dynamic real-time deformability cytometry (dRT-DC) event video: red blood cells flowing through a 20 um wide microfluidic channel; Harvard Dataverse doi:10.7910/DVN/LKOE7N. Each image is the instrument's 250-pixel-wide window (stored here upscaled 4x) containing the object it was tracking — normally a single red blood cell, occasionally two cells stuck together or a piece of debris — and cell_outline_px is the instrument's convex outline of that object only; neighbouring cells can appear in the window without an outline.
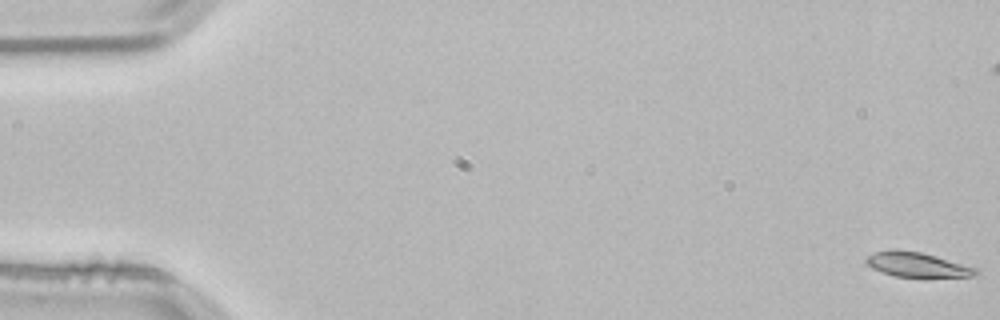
{"species": "common noctule bat (a hibernating species)", "species_latin": "Nyctalus noctula", "temperature_condition": "room temperature", "stored_images_in_passage": 55, "camera_frame_rate_fps": 3000, "um_per_image_px": 0.085, "animal": {"sex": "male", "body_mass_g": 21.5, "forearm_length_mm": 52.0}, "frame": {"image": 1, "passage_image": 1, "time_ms": 0.0, "image_size_px": [1000, 320], "cell_outline_px": [[980, 272], [972, 276], [896, 276], [872, 268], [864, 260], [868, 256], [876, 252], [896, 248], [920, 252], [936, 256], [980, 268]], "centroid_in_image_um": [77.99, 22.47], "position_along_channel_um": 7.0, "area_um2": 15.55}}
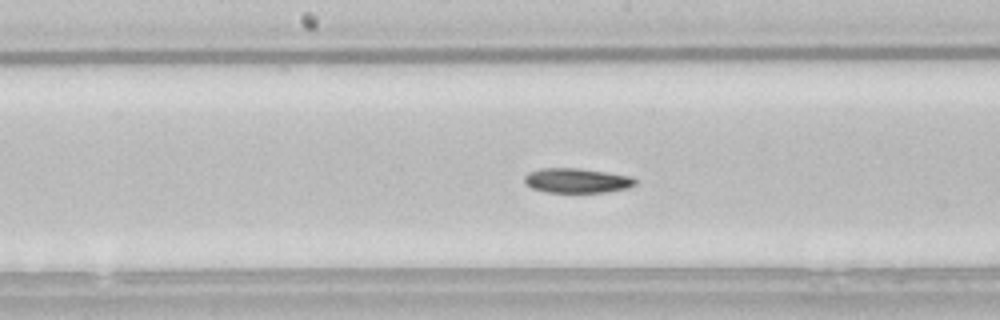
{"frame": {"image": 2, "passage_image": 28, "time_ms": 9.0, "image_size_px": [1000, 320], "cell_outline_px": [[636, 184], [628, 188], [608, 192], [548, 192], [532, 188], [524, 180], [524, 176], [528, 172], [540, 168], [580, 168], [632, 176], [636, 180]], "centroid_in_image_um": [49.06, 15.34], "position_along_channel_um": 199.1, "area_um2": 15.95}}
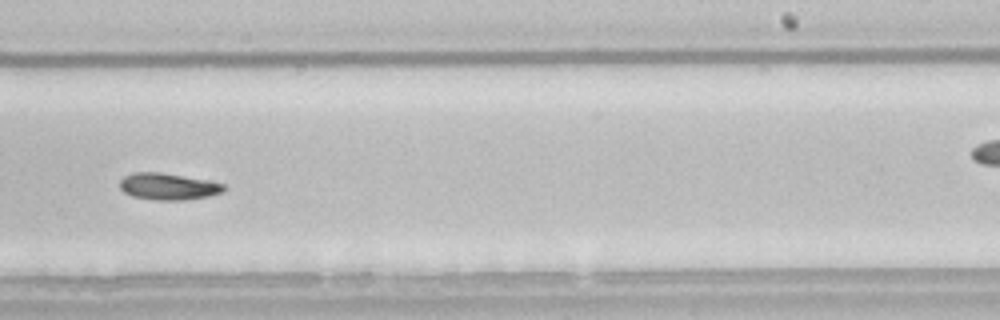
{"frame": {"image": 3, "passage_image": 34, "time_ms": 11.0, "image_size_px": [1000, 320], "cell_outline_px": [[228, 188], [224, 192], [208, 196], [184, 200], [156, 200], [132, 196], [124, 192], [120, 188], [120, 180], [124, 176], [132, 172], [160, 172], [204, 180], [224, 184]], "centroid_in_image_um": [14.29, 15.85], "position_along_channel_um": 274.7, "area_um2": 16.13}, "authors_computed_cell_mechanics": {"area_um2": 16.2996, "velocity_mm_per_s": 3.8023, "shape_relaxation_time_tau1_ms": 6.7963, "shape_relaxation_time_tau2_ms": null, "deformation_change_tau1": 0.1262, "deformation_change_tau2": null}}